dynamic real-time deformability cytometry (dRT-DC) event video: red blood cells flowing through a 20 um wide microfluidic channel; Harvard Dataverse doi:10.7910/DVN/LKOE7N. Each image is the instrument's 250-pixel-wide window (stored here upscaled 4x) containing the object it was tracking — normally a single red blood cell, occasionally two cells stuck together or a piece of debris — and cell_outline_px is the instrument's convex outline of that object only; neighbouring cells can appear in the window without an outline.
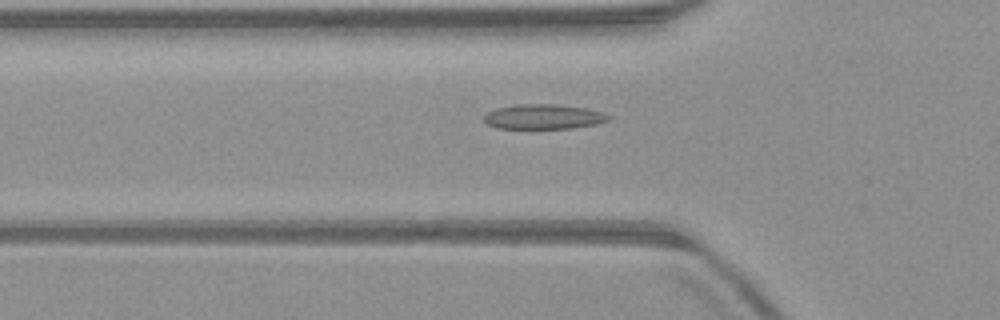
{"species": "common noctule bat (a hibernating species)", "species_latin": "Nyctalus noctula", "temperature_condition": "warm", "stored_images_in_passage": 46, "camera_frame_rate_fps": 3000, "um_per_image_px": 0.085, "animal": {"sex": "male", "body_mass_g": 23.1, "forearm_length_mm": 52.7}, "frame": {"image": 1, "passage_image": 17, "time_ms": 5.333, "image_size_px": [1000, 320], "cell_outline_px": [[612, 116], [608, 120], [596, 124], [576, 128], [496, 128], [488, 124], [484, 120], [484, 116], [488, 112], [496, 108], [516, 104], [556, 104], [588, 108]], "centroid_in_image_um": [46.21, 9.91], "position_along_channel_um": 79.6, "area_um2": 18.03}}
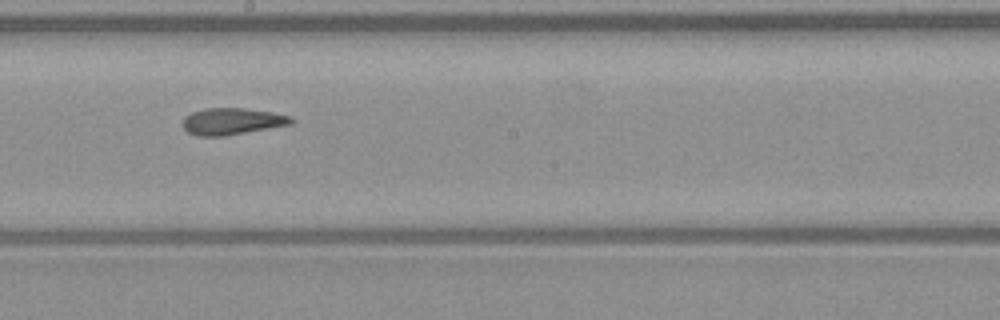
{"frame": {"image": 2, "passage_image": 28, "time_ms": 9.0, "image_size_px": [1000, 320], "cell_outline_px": [[296, 120], [292, 124], [224, 136], [196, 136], [188, 132], [184, 128], [184, 116], [192, 112], [204, 108], [244, 108], [272, 112], [292, 116]], "centroid_in_image_um": [19.75, 10.31], "position_along_channel_um": 228.5, "area_um2": 16.94}}
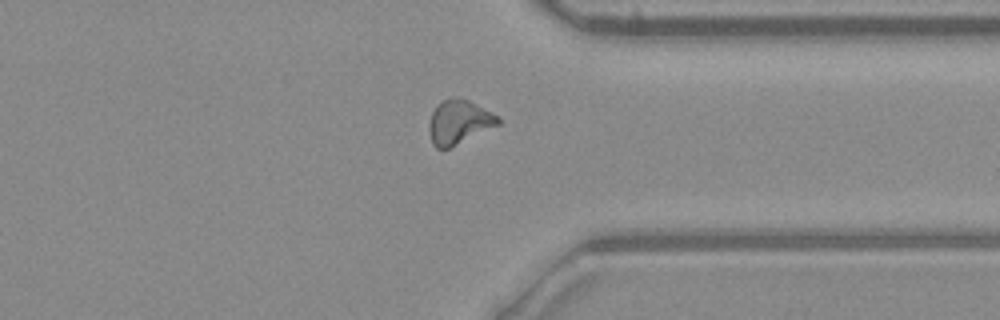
{"frame": {"image": 3, "passage_image": 39, "time_ms": 12.667, "image_size_px": [1000, 320], "cell_outline_px": [[500, 124], [448, 148], [436, 148], [432, 144], [428, 128], [428, 124], [432, 112], [436, 104], [452, 96], [468, 100], [492, 112], [500, 120]], "centroid_in_image_um": [38.97, 10.36], "position_along_channel_um": 372.4, "area_um2": 17.57}}